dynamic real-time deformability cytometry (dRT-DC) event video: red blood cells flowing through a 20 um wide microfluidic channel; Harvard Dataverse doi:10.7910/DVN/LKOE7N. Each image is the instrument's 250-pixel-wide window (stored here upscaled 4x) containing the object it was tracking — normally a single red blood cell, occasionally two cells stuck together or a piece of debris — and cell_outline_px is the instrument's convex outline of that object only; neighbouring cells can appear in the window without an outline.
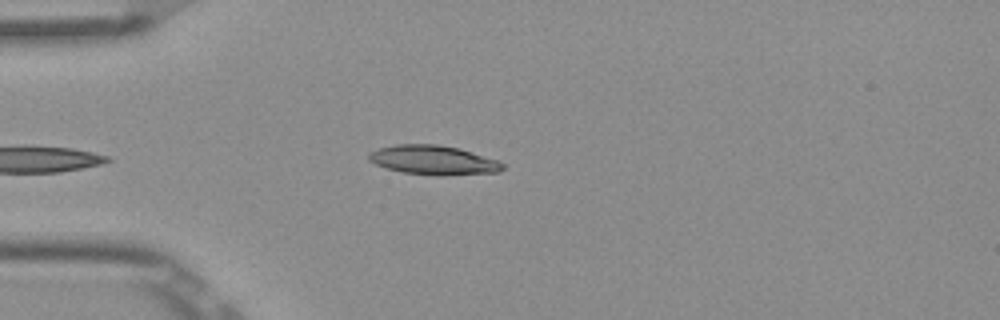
{"species": "Egyptian fruit bat (a non-hibernating species)", "species_latin": "Rousettus aegyptiacus", "temperature_condition": "room temperature", "stored_images_in_passage": 37, "camera_frame_rate_fps": 3000, "um_per_image_px": 0.085, "frame": {"image": 1, "passage_image": 2, "time_ms": 0.333, "image_size_px": [1000, 320], "cell_outline_px": [[504, 168], [500, 172], [440, 176], [404, 172], [384, 168], [368, 160], [368, 152], [380, 148], [396, 144], [436, 144], [460, 148], [496, 160], [504, 164]], "centroid_in_image_um": [36.82, 13.61], "position_along_channel_um": 48.2, "area_um2": 22.89}}
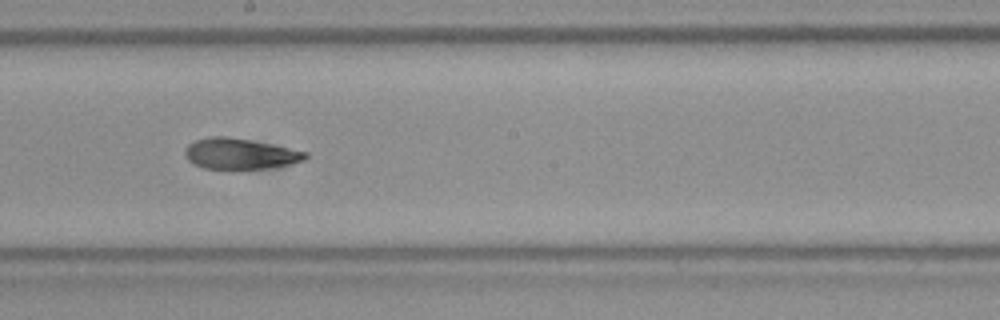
{"frame": {"image": 2, "passage_image": 17, "time_ms": 5.333, "image_size_px": [1000, 320], "cell_outline_px": [[308, 156], [304, 160], [292, 164], [268, 168], [204, 168], [192, 164], [184, 156], [184, 148], [188, 144], [196, 140], [212, 136], [224, 136], [248, 140], [308, 152]], "centroid_in_image_um": [20.36, 13.07], "position_along_channel_um": 227.8, "area_um2": 21.33}}
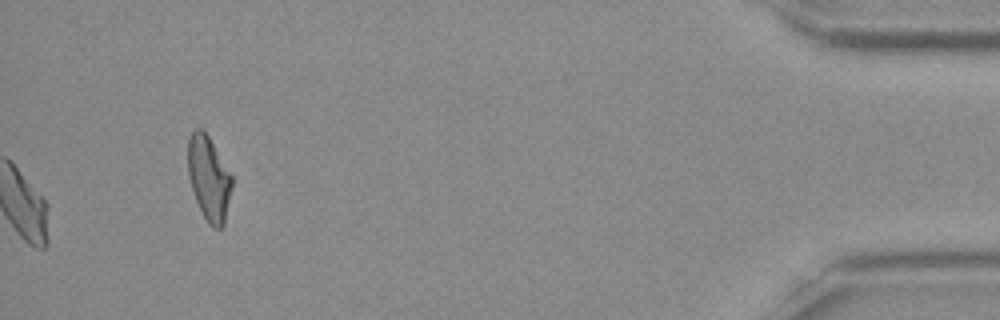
{"frame": {"image": 3, "passage_image": 37, "time_ms": 12.0, "image_size_px": [1000, 320], "cell_outline_px": [[232, 188], [224, 224], [220, 228], [212, 228], [208, 224], [196, 200], [188, 176], [188, 140], [192, 132], [200, 124], [232, 172]], "centroid_in_image_um": [17.77, 15.12], "position_along_channel_um": 417.4, "area_um2": 21.85}, "authors_computed_cell_mechanics": {"area_um2": 21.9062, "velocity_mm_per_s": 3.8882, "shape_relaxation_time_tau1_ms": 6.5883, "shape_relaxation_time_tau2_ms": 2.4005, "deformation_change_tau1": 0.1766, "deformation_change_tau2": 0.0879}}